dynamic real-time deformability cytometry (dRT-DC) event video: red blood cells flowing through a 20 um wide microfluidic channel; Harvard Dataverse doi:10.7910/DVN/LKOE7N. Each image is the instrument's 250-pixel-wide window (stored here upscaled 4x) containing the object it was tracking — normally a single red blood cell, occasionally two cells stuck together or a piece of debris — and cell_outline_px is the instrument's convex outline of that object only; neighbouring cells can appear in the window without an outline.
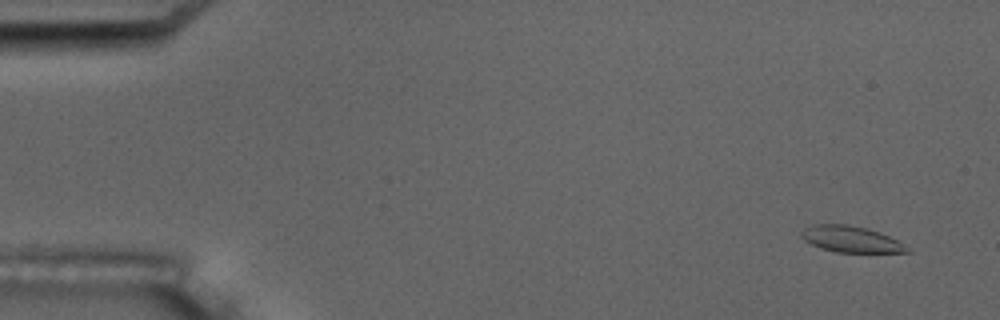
{"species": "common noctule bat (a hibernating species)", "species_latin": "Nyctalus noctula", "temperature_condition": "room temperature", "stored_images_in_passage": 9, "camera_frame_rate_fps": 3000, "um_per_image_px": 0.085, "animal": {"sex": "male", "body_mass_g": 17.5, "forearm_length_mm": 52.3}, "frame": {"image": 1, "passage_image": 1, "time_ms": 0.0, "image_size_px": [1000, 320], "cell_outline_px": [[912, 252], [836, 252], [820, 248], [804, 240], [800, 236], [804, 228], [812, 224], [848, 224], [868, 228], [888, 236], [912, 248]], "centroid_in_image_um": [72.33, 20.33], "position_along_channel_um": 12.7, "area_um2": 16.18}}
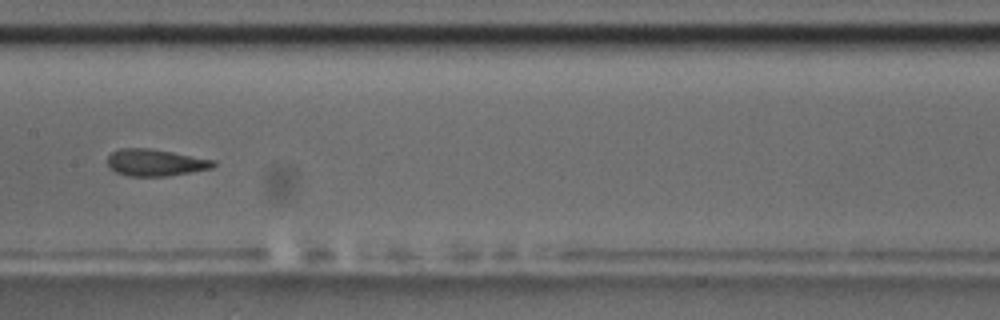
{"frame": {"image": 2, "passage_image": 8, "time_ms": 8.667, "image_size_px": [1000, 320], "cell_outline_px": [[216, 164], [212, 168], [192, 172], [168, 176], [128, 176], [116, 172], [108, 168], [108, 156], [112, 152], [120, 148], [148, 148], [172, 152], [216, 160]], "centroid_in_image_um": [13.21, 13.82], "position_along_channel_um": 194.2, "area_um2": 16.65}}